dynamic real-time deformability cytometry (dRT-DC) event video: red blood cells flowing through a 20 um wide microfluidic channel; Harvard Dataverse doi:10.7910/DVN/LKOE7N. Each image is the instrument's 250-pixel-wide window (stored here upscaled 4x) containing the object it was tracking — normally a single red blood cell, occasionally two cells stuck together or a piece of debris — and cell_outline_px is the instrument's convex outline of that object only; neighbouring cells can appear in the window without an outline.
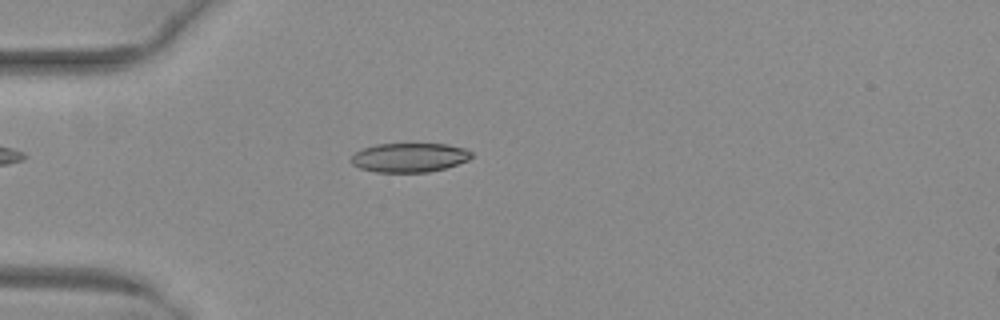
{"species": "common noctule bat (a hibernating species)", "species_latin": "Nyctalus noctula", "temperature_condition": "warm", "stored_images_in_passage": 19, "camera_frame_rate_fps": 3000, "um_per_image_px": 0.085, "animal": {"sex": "female", "body_mass_g": 29.2, "forearm_length_mm": 56.3}, "frame": {"image": 1, "passage_image": 2, "time_ms": 0.333, "image_size_px": [1000, 320], "cell_outline_px": [[472, 156], [468, 160], [444, 168], [428, 172], [376, 172], [360, 168], [352, 164], [352, 156], [356, 152], [364, 148], [376, 144], [448, 144], [464, 148], [472, 152]], "centroid_in_image_um": [34.81, 13.39], "position_along_channel_um": 50.2, "area_um2": 20.29}}
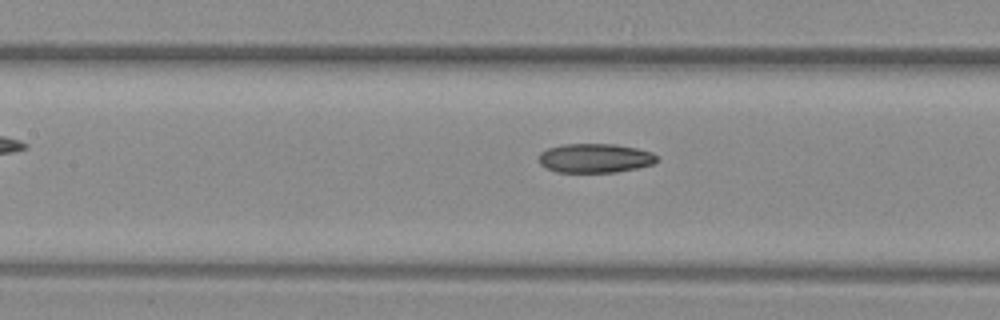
{"frame": {"image": 2, "passage_image": 11, "time_ms": 3.333, "image_size_px": [1000, 320], "cell_outline_px": [[656, 160], [652, 164], [640, 168], [616, 172], [556, 172], [540, 164], [540, 152], [548, 148], [564, 144], [616, 144], [636, 148], [652, 152], [656, 156]], "centroid_in_image_um": [50.59, 13.44], "position_along_channel_um": 156.8, "area_um2": 20.0}}
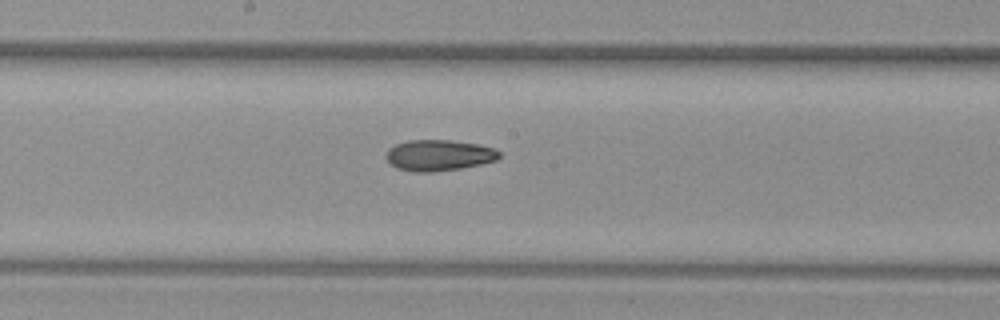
{"frame": {"image": 3, "passage_image": 15, "time_ms": 4.667, "image_size_px": [1000, 320], "cell_outline_px": [[500, 156], [496, 160], [480, 164], [460, 168], [428, 172], [412, 172], [396, 168], [384, 156], [388, 148], [396, 144], [408, 140], [452, 140], [480, 144], [492, 148], [500, 152]], "centroid_in_image_um": [37.27, 13.19], "position_along_channel_um": 210.9, "area_um2": 20.46}}